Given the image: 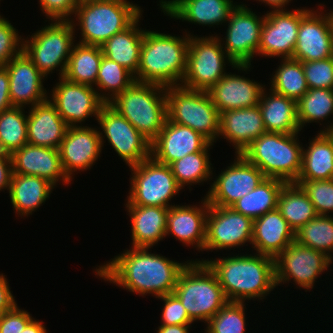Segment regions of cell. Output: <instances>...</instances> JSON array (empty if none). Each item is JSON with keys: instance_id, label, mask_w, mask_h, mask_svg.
Wrapping results in <instances>:
<instances>
[{"instance_id": "12", "label": "cell", "mask_w": 333, "mask_h": 333, "mask_svg": "<svg viewBox=\"0 0 333 333\" xmlns=\"http://www.w3.org/2000/svg\"><path fill=\"white\" fill-rule=\"evenodd\" d=\"M97 121L103 130L99 132L102 147L106 137L108 143L129 167L151 157V142L108 103L101 107Z\"/></svg>"}, {"instance_id": "36", "label": "cell", "mask_w": 333, "mask_h": 333, "mask_svg": "<svg viewBox=\"0 0 333 333\" xmlns=\"http://www.w3.org/2000/svg\"><path fill=\"white\" fill-rule=\"evenodd\" d=\"M277 209L294 232L318 216L307 194L295 183H286L282 187Z\"/></svg>"}, {"instance_id": "8", "label": "cell", "mask_w": 333, "mask_h": 333, "mask_svg": "<svg viewBox=\"0 0 333 333\" xmlns=\"http://www.w3.org/2000/svg\"><path fill=\"white\" fill-rule=\"evenodd\" d=\"M167 119L190 127L216 143L220 131V113L208 91L185 88L181 85L166 87Z\"/></svg>"}, {"instance_id": "47", "label": "cell", "mask_w": 333, "mask_h": 333, "mask_svg": "<svg viewBox=\"0 0 333 333\" xmlns=\"http://www.w3.org/2000/svg\"><path fill=\"white\" fill-rule=\"evenodd\" d=\"M17 29L0 15V66H5L23 49V39Z\"/></svg>"}, {"instance_id": "32", "label": "cell", "mask_w": 333, "mask_h": 333, "mask_svg": "<svg viewBox=\"0 0 333 333\" xmlns=\"http://www.w3.org/2000/svg\"><path fill=\"white\" fill-rule=\"evenodd\" d=\"M142 14L125 30L116 33L101 45L103 55L122 65L134 76L138 72L145 30L139 28Z\"/></svg>"}, {"instance_id": "27", "label": "cell", "mask_w": 333, "mask_h": 333, "mask_svg": "<svg viewBox=\"0 0 333 333\" xmlns=\"http://www.w3.org/2000/svg\"><path fill=\"white\" fill-rule=\"evenodd\" d=\"M264 87L250 78L226 73L208 92L213 104L222 113L257 106Z\"/></svg>"}, {"instance_id": "45", "label": "cell", "mask_w": 333, "mask_h": 333, "mask_svg": "<svg viewBox=\"0 0 333 333\" xmlns=\"http://www.w3.org/2000/svg\"><path fill=\"white\" fill-rule=\"evenodd\" d=\"M313 203L318 215L329 216L333 212V179L296 181Z\"/></svg>"}, {"instance_id": "14", "label": "cell", "mask_w": 333, "mask_h": 333, "mask_svg": "<svg viewBox=\"0 0 333 333\" xmlns=\"http://www.w3.org/2000/svg\"><path fill=\"white\" fill-rule=\"evenodd\" d=\"M244 4H239L231 12L225 41H221L225 52L235 65H251L258 54L264 16H257ZM225 42V43H222ZM225 45V47H224Z\"/></svg>"}, {"instance_id": "5", "label": "cell", "mask_w": 333, "mask_h": 333, "mask_svg": "<svg viewBox=\"0 0 333 333\" xmlns=\"http://www.w3.org/2000/svg\"><path fill=\"white\" fill-rule=\"evenodd\" d=\"M152 142L167 119L166 87L135 81L109 103Z\"/></svg>"}, {"instance_id": "40", "label": "cell", "mask_w": 333, "mask_h": 333, "mask_svg": "<svg viewBox=\"0 0 333 333\" xmlns=\"http://www.w3.org/2000/svg\"><path fill=\"white\" fill-rule=\"evenodd\" d=\"M23 107L12 106L0 113V150L12 154L28 143L27 115Z\"/></svg>"}, {"instance_id": "50", "label": "cell", "mask_w": 333, "mask_h": 333, "mask_svg": "<svg viewBox=\"0 0 333 333\" xmlns=\"http://www.w3.org/2000/svg\"><path fill=\"white\" fill-rule=\"evenodd\" d=\"M33 319L28 311L19 309L16 304L0 317V333H22L26 325Z\"/></svg>"}, {"instance_id": "51", "label": "cell", "mask_w": 333, "mask_h": 333, "mask_svg": "<svg viewBox=\"0 0 333 333\" xmlns=\"http://www.w3.org/2000/svg\"><path fill=\"white\" fill-rule=\"evenodd\" d=\"M13 175L11 155L0 150V191L7 189L9 191Z\"/></svg>"}, {"instance_id": "35", "label": "cell", "mask_w": 333, "mask_h": 333, "mask_svg": "<svg viewBox=\"0 0 333 333\" xmlns=\"http://www.w3.org/2000/svg\"><path fill=\"white\" fill-rule=\"evenodd\" d=\"M286 183L276 178H265L251 192L234 202L230 207L252 220L277 208L278 198Z\"/></svg>"}, {"instance_id": "4", "label": "cell", "mask_w": 333, "mask_h": 333, "mask_svg": "<svg viewBox=\"0 0 333 333\" xmlns=\"http://www.w3.org/2000/svg\"><path fill=\"white\" fill-rule=\"evenodd\" d=\"M298 133L266 132L255 139L242 155L258 167L266 178L295 183L301 172L304 148L299 142Z\"/></svg>"}, {"instance_id": "44", "label": "cell", "mask_w": 333, "mask_h": 333, "mask_svg": "<svg viewBox=\"0 0 333 333\" xmlns=\"http://www.w3.org/2000/svg\"><path fill=\"white\" fill-rule=\"evenodd\" d=\"M244 302H227L206 324V333H244Z\"/></svg>"}, {"instance_id": "41", "label": "cell", "mask_w": 333, "mask_h": 333, "mask_svg": "<svg viewBox=\"0 0 333 333\" xmlns=\"http://www.w3.org/2000/svg\"><path fill=\"white\" fill-rule=\"evenodd\" d=\"M332 114L333 89H308L297 101V120L301 130L305 124L320 123Z\"/></svg>"}, {"instance_id": "42", "label": "cell", "mask_w": 333, "mask_h": 333, "mask_svg": "<svg viewBox=\"0 0 333 333\" xmlns=\"http://www.w3.org/2000/svg\"><path fill=\"white\" fill-rule=\"evenodd\" d=\"M333 215H318L295 232V241L325 253L333 260Z\"/></svg>"}, {"instance_id": "52", "label": "cell", "mask_w": 333, "mask_h": 333, "mask_svg": "<svg viewBox=\"0 0 333 333\" xmlns=\"http://www.w3.org/2000/svg\"><path fill=\"white\" fill-rule=\"evenodd\" d=\"M6 275L0 274V312L4 313L11 310L17 303L10 291Z\"/></svg>"}, {"instance_id": "2", "label": "cell", "mask_w": 333, "mask_h": 333, "mask_svg": "<svg viewBox=\"0 0 333 333\" xmlns=\"http://www.w3.org/2000/svg\"><path fill=\"white\" fill-rule=\"evenodd\" d=\"M255 254L201 260L216 275L228 302H245L252 298L262 300L276 287L275 259Z\"/></svg>"}, {"instance_id": "25", "label": "cell", "mask_w": 333, "mask_h": 333, "mask_svg": "<svg viewBox=\"0 0 333 333\" xmlns=\"http://www.w3.org/2000/svg\"><path fill=\"white\" fill-rule=\"evenodd\" d=\"M202 205H172L168 210L167 235H174L187 246L194 245L197 250H204L206 241L207 215L209 202L206 197Z\"/></svg>"}, {"instance_id": "39", "label": "cell", "mask_w": 333, "mask_h": 333, "mask_svg": "<svg viewBox=\"0 0 333 333\" xmlns=\"http://www.w3.org/2000/svg\"><path fill=\"white\" fill-rule=\"evenodd\" d=\"M277 70L272 75L270 89L296 102L308 91L302 62L292 59H282Z\"/></svg>"}, {"instance_id": "15", "label": "cell", "mask_w": 333, "mask_h": 333, "mask_svg": "<svg viewBox=\"0 0 333 333\" xmlns=\"http://www.w3.org/2000/svg\"><path fill=\"white\" fill-rule=\"evenodd\" d=\"M235 156L233 163L213 180L205 196L209 205L230 207L266 178L263 172L242 154Z\"/></svg>"}, {"instance_id": "16", "label": "cell", "mask_w": 333, "mask_h": 333, "mask_svg": "<svg viewBox=\"0 0 333 333\" xmlns=\"http://www.w3.org/2000/svg\"><path fill=\"white\" fill-rule=\"evenodd\" d=\"M55 85L48 98L68 127L81 126L78 124L85 122L90 116L97 120L100 109L105 104L99 91L93 86L70 82L64 77H59V82Z\"/></svg>"}, {"instance_id": "13", "label": "cell", "mask_w": 333, "mask_h": 333, "mask_svg": "<svg viewBox=\"0 0 333 333\" xmlns=\"http://www.w3.org/2000/svg\"><path fill=\"white\" fill-rule=\"evenodd\" d=\"M331 263L332 259L325 253L293 241L275 258V284L293 279L300 288L310 290Z\"/></svg>"}, {"instance_id": "19", "label": "cell", "mask_w": 333, "mask_h": 333, "mask_svg": "<svg viewBox=\"0 0 333 333\" xmlns=\"http://www.w3.org/2000/svg\"><path fill=\"white\" fill-rule=\"evenodd\" d=\"M320 12L313 8L301 18L292 59L307 62L333 57V12Z\"/></svg>"}, {"instance_id": "58", "label": "cell", "mask_w": 333, "mask_h": 333, "mask_svg": "<svg viewBox=\"0 0 333 333\" xmlns=\"http://www.w3.org/2000/svg\"><path fill=\"white\" fill-rule=\"evenodd\" d=\"M90 1H101V0H77V3L81 4V3L90 2Z\"/></svg>"}, {"instance_id": "23", "label": "cell", "mask_w": 333, "mask_h": 333, "mask_svg": "<svg viewBox=\"0 0 333 333\" xmlns=\"http://www.w3.org/2000/svg\"><path fill=\"white\" fill-rule=\"evenodd\" d=\"M13 173L41 177L54 186L71 184L63 171L58 149L25 144L11 154Z\"/></svg>"}, {"instance_id": "55", "label": "cell", "mask_w": 333, "mask_h": 333, "mask_svg": "<svg viewBox=\"0 0 333 333\" xmlns=\"http://www.w3.org/2000/svg\"><path fill=\"white\" fill-rule=\"evenodd\" d=\"M22 333H47V329L43 325L42 321H36L32 319L24 328Z\"/></svg>"}, {"instance_id": "56", "label": "cell", "mask_w": 333, "mask_h": 333, "mask_svg": "<svg viewBox=\"0 0 333 333\" xmlns=\"http://www.w3.org/2000/svg\"><path fill=\"white\" fill-rule=\"evenodd\" d=\"M259 2L265 3L266 5L273 8V10L286 9L285 5L289 4L291 0H257Z\"/></svg>"}, {"instance_id": "9", "label": "cell", "mask_w": 333, "mask_h": 333, "mask_svg": "<svg viewBox=\"0 0 333 333\" xmlns=\"http://www.w3.org/2000/svg\"><path fill=\"white\" fill-rule=\"evenodd\" d=\"M220 36L198 37L190 35L187 68L181 86L208 91L226 74L227 63L236 70L247 71L251 65H235L221 45Z\"/></svg>"}, {"instance_id": "28", "label": "cell", "mask_w": 333, "mask_h": 333, "mask_svg": "<svg viewBox=\"0 0 333 333\" xmlns=\"http://www.w3.org/2000/svg\"><path fill=\"white\" fill-rule=\"evenodd\" d=\"M67 128L49 98L30 107L27 115L28 144L58 149Z\"/></svg>"}, {"instance_id": "34", "label": "cell", "mask_w": 333, "mask_h": 333, "mask_svg": "<svg viewBox=\"0 0 333 333\" xmlns=\"http://www.w3.org/2000/svg\"><path fill=\"white\" fill-rule=\"evenodd\" d=\"M333 179V133L319 132L302 150V168L296 181Z\"/></svg>"}, {"instance_id": "49", "label": "cell", "mask_w": 333, "mask_h": 333, "mask_svg": "<svg viewBox=\"0 0 333 333\" xmlns=\"http://www.w3.org/2000/svg\"><path fill=\"white\" fill-rule=\"evenodd\" d=\"M42 12L51 21H69L78 5L77 0H40Z\"/></svg>"}, {"instance_id": "26", "label": "cell", "mask_w": 333, "mask_h": 333, "mask_svg": "<svg viewBox=\"0 0 333 333\" xmlns=\"http://www.w3.org/2000/svg\"><path fill=\"white\" fill-rule=\"evenodd\" d=\"M266 133L259 105L220 113L219 137L232 143L235 154L242 152L262 134Z\"/></svg>"}, {"instance_id": "3", "label": "cell", "mask_w": 333, "mask_h": 333, "mask_svg": "<svg viewBox=\"0 0 333 333\" xmlns=\"http://www.w3.org/2000/svg\"><path fill=\"white\" fill-rule=\"evenodd\" d=\"M191 33L173 36L145 29L135 80L164 87L181 85L187 68Z\"/></svg>"}, {"instance_id": "10", "label": "cell", "mask_w": 333, "mask_h": 333, "mask_svg": "<svg viewBox=\"0 0 333 333\" xmlns=\"http://www.w3.org/2000/svg\"><path fill=\"white\" fill-rule=\"evenodd\" d=\"M49 24L31 35L30 39L22 38V50L44 77L47 78L54 69L57 71L59 66V76L63 77L74 45L77 25L74 26L71 20L51 21Z\"/></svg>"}, {"instance_id": "11", "label": "cell", "mask_w": 333, "mask_h": 333, "mask_svg": "<svg viewBox=\"0 0 333 333\" xmlns=\"http://www.w3.org/2000/svg\"><path fill=\"white\" fill-rule=\"evenodd\" d=\"M130 192L126 204L170 208L169 200L182 189L174 177L170 165L157 162L152 157L129 167Z\"/></svg>"}, {"instance_id": "18", "label": "cell", "mask_w": 333, "mask_h": 333, "mask_svg": "<svg viewBox=\"0 0 333 333\" xmlns=\"http://www.w3.org/2000/svg\"><path fill=\"white\" fill-rule=\"evenodd\" d=\"M253 220L231 207L209 205L204 251L230 249L252 243Z\"/></svg>"}, {"instance_id": "43", "label": "cell", "mask_w": 333, "mask_h": 333, "mask_svg": "<svg viewBox=\"0 0 333 333\" xmlns=\"http://www.w3.org/2000/svg\"><path fill=\"white\" fill-rule=\"evenodd\" d=\"M134 75L126 70L122 65L110 60L103 55L98 75L96 78V85L102 93V100L109 103L116 95L122 93L135 82ZM100 88V89H98Z\"/></svg>"}, {"instance_id": "54", "label": "cell", "mask_w": 333, "mask_h": 333, "mask_svg": "<svg viewBox=\"0 0 333 333\" xmlns=\"http://www.w3.org/2000/svg\"><path fill=\"white\" fill-rule=\"evenodd\" d=\"M191 324L184 325H160L157 333H189Z\"/></svg>"}, {"instance_id": "21", "label": "cell", "mask_w": 333, "mask_h": 333, "mask_svg": "<svg viewBox=\"0 0 333 333\" xmlns=\"http://www.w3.org/2000/svg\"><path fill=\"white\" fill-rule=\"evenodd\" d=\"M9 75V94L12 106L23 107L42 103L48 99L43 87L45 77L22 50L5 66Z\"/></svg>"}, {"instance_id": "46", "label": "cell", "mask_w": 333, "mask_h": 333, "mask_svg": "<svg viewBox=\"0 0 333 333\" xmlns=\"http://www.w3.org/2000/svg\"><path fill=\"white\" fill-rule=\"evenodd\" d=\"M309 89H333V57L302 62Z\"/></svg>"}, {"instance_id": "20", "label": "cell", "mask_w": 333, "mask_h": 333, "mask_svg": "<svg viewBox=\"0 0 333 333\" xmlns=\"http://www.w3.org/2000/svg\"><path fill=\"white\" fill-rule=\"evenodd\" d=\"M99 132L89 126L67 128L58 151L63 171L70 181L74 172L90 169L100 157L103 149Z\"/></svg>"}, {"instance_id": "48", "label": "cell", "mask_w": 333, "mask_h": 333, "mask_svg": "<svg viewBox=\"0 0 333 333\" xmlns=\"http://www.w3.org/2000/svg\"><path fill=\"white\" fill-rule=\"evenodd\" d=\"M158 299L164 301V307L161 314L163 322L161 325H184L193 323L189 318L186 309L173 293L160 296Z\"/></svg>"}, {"instance_id": "1", "label": "cell", "mask_w": 333, "mask_h": 333, "mask_svg": "<svg viewBox=\"0 0 333 333\" xmlns=\"http://www.w3.org/2000/svg\"><path fill=\"white\" fill-rule=\"evenodd\" d=\"M148 249L132 247L125 250L105 265L98 266L95 274L138 295L152 294L158 298L172 294L179 274L189 260L179 263Z\"/></svg>"}, {"instance_id": "31", "label": "cell", "mask_w": 333, "mask_h": 333, "mask_svg": "<svg viewBox=\"0 0 333 333\" xmlns=\"http://www.w3.org/2000/svg\"><path fill=\"white\" fill-rule=\"evenodd\" d=\"M265 89L258 105L266 132L291 134L301 131L297 120V102L271 89L266 94Z\"/></svg>"}, {"instance_id": "29", "label": "cell", "mask_w": 333, "mask_h": 333, "mask_svg": "<svg viewBox=\"0 0 333 333\" xmlns=\"http://www.w3.org/2000/svg\"><path fill=\"white\" fill-rule=\"evenodd\" d=\"M293 241L295 232L277 208L253 220L251 245L256 253L275 259Z\"/></svg>"}, {"instance_id": "33", "label": "cell", "mask_w": 333, "mask_h": 333, "mask_svg": "<svg viewBox=\"0 0 333 333\" xmlns=\"http://www.w3.org/2000/svg\"><path fill=\"white\" fill-rule=\"evenodd\" d=\"M55 187L41 177L13 173L9 188L13 210L21 217H28L49 199Z\"/></svg>"}, {"instance_id": "22", "label": "cell", "mask_w": 333, "mask_h": 333, "mask_svg": "<svg viewBox=\"0 0 333 333\" xmlns=\"http://www.w3.org/2000/svg\"><path fill=\"white\" fill-rule=\"evenodd\" d=\"M210 142L190 127L166 119L163 129L151 142V157L170 165L188 154L202 151Z\"/></svg>"}, {"instance_id": "53", "label": "cell", "mask_w": 333, "mask_h": 333, "mask_svg": "<svg viewBox=\"0 0 333 333\" xmlns=\"http://www.w3.org/2000/svg\"><path fill=\"white\" fill-rule=\"evenodd\" d=\"M12 107L9 94V75L4 66H0V113Z\"/></svg>"}, {"instance_id": "24", "label": "cell", "mask_w": 333, "mask_h": 333, "mask_svg": "<svg viewBox=\"0 0 333 333\" xmlns=\"http://www.w3.org/2000/svg\"><path fill=\"white\" fill-rule=\"evenodd\" d=\"M163 13L173 19L212 27L222 25L237 7L233 0H161Z\"/></svg>"}, {"instance_id": "37", "label": "cell", "mask_w": 333, "mask_h": 333, "mask_svg": "<svg viewBox=\"0 0 333 333\" xmlns=\"http://www.w3.org/2000/svg\"><path fill=\"white\" fill-rule=\"evenodd\" d=\"M102 57L101 46L74 44L63 77L74 83L96 85Z\"/></svg>"}, {"instance_id": "17", "label": "cell", "mask_w": 333, "mask_h": 333, "mask_svg": "<svg viewBox=\"0 0 333 333\" xmlns=\"http://www.w3.org/2000/svg\"><path fill=\"white\" fill-rule=\"evenodd\" d=\"M310 9L272 10L265 14L261 29L258 55L292 58L297 43L301 18Z\"/></svg>"}, {"instance_id": "6", "label": "cell", "mask_w": 333, "mask_h": 333, "mask_svg": "<svg viewBox=\"0 0 333 333\" xmlns=\"http://www.w3.org/2000/svg\"><path fill=\"white\" fill-rule=\"evenodd\" d=\"M173 294L193 322L207 323L228 302L216 275L200 260H191L183 268Z\"/></svg>"}, {"instance_id": "57", "label": "cell", "mask_w": 333, "mask_h": 333, "mask_svg": "<svg viewBox=\"0 0 333 333\" xmlns=\"http://www.w3.org/2000/svg\"><path fill=\"white\" fill-rule=\"evenodd\" d=\"M330 124L327 125V127L324 126L325 129H323V130L321 129L320 132H330V133H333V123H330Z\"/></svg>"}, {"instance_id": "38", "label": "cell", "mask_w": 333, "mask_h": 333, "mask_svg": "<svg viewBox=\"0 0 333 333\" xmlns=\"http://www.w3.org/2000/svg\"><path fill=\"white\" fill-rule=\"evenodd\" d=\"M211 145L214 144L209 143L202 151L188 154L170 164L172 173L182 189L185 185H193L212 179L211 169L213 168L208 153Z\"/></svg>"}, {"instance_id": "7", "label": "cell", "mask_w": 333, "mask_h": 333, "mask_svg": "<svg viewBox=\"0 0 333 333\" xmlns=\"http://www.w3.org/2000/svg\"><path fill=\"white\" fill-rule=\"evenodd\" d=\"M143 10L127 0H101L78 4L75 10L81 30L79 43L101 46L116 33L128 28Z\"/></svg>"}, {"instance_id": "30", "label": "cell", "mask_w": 333, "mask_h": 333, "mask_svg": "<svg viewBox=\"0 0 333 333\" xmlns=\"http://www.w3.org/2000/svg\"><path fill=\"white\" fill-rule=\"evenodd\" d=\"M125 206L131 218L132 247L150 249L166 237L169 208L133 204Z\"/></svg>"}]
</instances>
